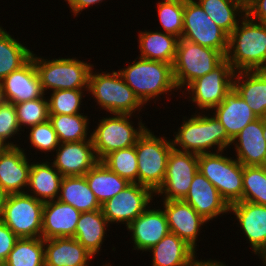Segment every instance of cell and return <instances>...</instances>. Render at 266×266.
Masks as SVG:
<instances>
[{
  "instance_id": "9a60e30c",
  "label": "cell",
  "mask_w": 266,
  "mask_h": 266,
  "mask_svg": "<svg viewBox=\"0 0 266 266\" xmlns=\"http://www.w3.org/2000/svg\"><path fill=\"white\" fill-rule=\"evenodd\" d=\"M45 95L34 61L30 59L20 69L0 82V99L17 104Z\"/></svg>"
},
{
  "instance_id": "30bf717a",
  "label": "cell",
  "mask_w": 266,
  "mask_h": 266,
  "mask_svg": "<svg viewBox=\"0 0 266 266\" xmlns=\"http://www.w3.org/2000/svg\"><path fill=\"white\" fill-rule=\"evenodd\" d=\"M44 202L29 193L7 195L2 207L0 220L18 238H39L42 234Z\"/></svg>"
},
{
  "instance_id": "7402d4cb",
  "label": "cell",
  "mask_w": 266,
  "mask_h": 266,
  "mask_svg": "<svg viewBox=\"0 0 266 266\" xmlns=\"http://www.w3.org/2000/svg\"><path fill=\"white\" fill-rule=\"evenodd\" d=\"M236 159L243 166H266V141L263 135V118L247 124L232 140Z\"/></svg>"
},
{
  "instance_id": "ab89813d",
  "label": "cell",
  "mask_w": 266,
  "mask_h": 266,
  "mask_svg": "<svg viewBox=\"0 0 266 266\" xmlns=\"http://www.w3.org/2000/svg\"><path fill=\"white\" fill-rule=\"evenodd\" d=\"M88 89H64L52 91L48 100L49 115L78 114L82 98Z\"/></svg>"
},
{
  "instance_id": "7c38bea8",
  "label": "cell",
  "mask_w": 266,
  "mask_h": 266,
  "mask_svg": "<svg viewBox=\"0 0 266 266\" xmlns=\"http://www.w3.org/2000/svg\"><path fill=\"white\" fill-rule=\"evenodd\" d=\"M235 71L225 58L208 74L191 82L184 90L199 110L210 111L219 105L233 88Z\"/></svg>"
},
{
  "instance_id": "ba28073f",
  "label": "cell",
  "mask_w": 266,
  "mask_h": 266,
  "mask_svg": "<svg viewBox=\"0 0 266 266\" xmlns=\"http://www.w3.org/2000/svg\"><path fill=\"white\" fill-rule=\"evenodd\" d=\"M225 56L216 49L203 47L179 38L173 67L177 89H184L191 82L216 68Z\"/></svg>"
},
{
  "instance_id": "277c9868",
  "label": "cell",
  "mask_w": 266,
  "mask_h": 266,
  "mask_svg": "<svg viewBox=\"0 0 266 266\" xmlns=\"http://www.w3.org/2000/svg\"><path fill=\"white\" fill-rule=\"evenodd\" d=\"M91 69L88 83V94L110 114H134L142 112L143 103L133 90L125 83L118 71L93 72Z\"/></svg>"
},
{
  "instance_id": "8992f818",
  "label": "cell",
  "mask_w": 266,
  "mask_h": 266,
  "mask_svg": "<svg viewBox=\"0 0 266 266\" xmlns=\"http://www.w3.org/2000/svg\"><path fill=\"white\" fill-rule=\"evenodd\" d=\"M158 137L147 128L135 144L138 160V184L150 188L154 193L161 187L173 148L172 140Z\"/></svg>"
},
{
  "instance_id": "8d00e7d4",
  "label": "cell",
  "mask_w": 266,
  "mask_h": 266,
  "mask_svg": "<svg viewBox=\"0 0 266 266\" xmlns=\"http://www.w3.org/2000/svg\"><path fill=\"white\" fill-rule=\"evenodd\" d=\"M101 161L129 183H138V160L135 146L112 151Z\"/></svg>"
},
{
  "instance_id": "6da1fadb",
  "label": "cell",
  "mask_w": 266,
  "mask_h": 266,
  "mask_svg": "<svg viewBox=\"0 0 266 266\" xmlns=\"http://www.w3.org/2000/svg\"><path fill=\"white\" fill-rule=\"evenodd\" d=\"M225 58L235 72L266 70V24L244 16L229 35Z\"/></svg>"
},
{
  "instance_id": "816d5d0a",
  "label": "cell",
  "mask_w": 266,
  "mask_h": 266,
  "mask_svg": "<svg viewBox=\"0 0 266 266\" xmlns=\"http://www.w3.org/2000/svg\"><path fill=\"white\" fill-rule=\"evenodd\" d=\"M6 148V145L0 140V153Z\"/></svg>"
},
{
  "instance_id": "5bb4252c",
  "label": "cell",
  "mask_w": 266,
  "mask_h": 266,
  "mask_svg": "<svg viewBox=\"0 0 266 266\" xmlns=\"http://www.w3.org/2000/svg\"><path fill=\"white\" fill-rule=\"evenodd\" d=\"M155 193L138 183H130L116 196L101 205L103 215L111 224L121 223L126 227L151 205Z\"/></svg>"
},
{
  "instance_id": "d4e9b609",
  "label": "cell",
  "mask_w": 266,
  "mask_h": 266,
  "mask_svg": "<svg viewBox=\"0 0 266 266\" xmlns=\"http://www.w3.org/2000/svg\"><path fill=\"white\" fill-rule=\"evenodd\" d=\"M213 111V115L224 126L231 140H233L247 124L258 118L246 101L242 99L233 88Z\"/></svg>"
},
{
  "instance_id": "d6986e66",
  "label": "cell",
  "mask_w": 266,
  "mask_h": 266,
  "mask_svg": "<svg viewBox=\"0 0 266 266\" xmlns=\"http://www.w3.org/2000/svg\"><path fill=\"white\" fill-rule=\"evenodd\" d=\"M183 201L187 202L206 221L230 213V206L216 187L198 170Z\"/></svg>"
},
{
  "instance_id": "603a6c76",
  "label": "cell",
  "mask_w": 266,
  "mask_h": 266,
  "mask_svg": "<svg viewBox=\"0 0 266 266\" xmlns=\"http://www.w3.org/2000/svg\"><path fill=\"white\" fill-rule=\"evenodd\" d=\"M81 212L58 199L43 206L42 234L44 240L55 237H74Z\"/></svg>"
},
{
  "instance_id": "5b68a950",
  "label": "cell",
  "mask_w": 266,
  "mask_h": 266,
  "mask_svg": "<svg viewBox=\"0 0 266 266\" xmlns=\"http://www.w3.org/2000/svg\"><path fill=\"white\" fill-rule=\"evenodd\" d=\"M44 93L48 90L88 89L93 64L77 58H53L50 60L32 53Z\"/></svg>"
},
{
  "instance_id": "f5cc1de1",
  "label": "cell",
  "mask_w": 266,
  "mask_h": 266,
  "mask_svg": "<svg viewBox=\"0 0 266 266\" xmlns=\"http://www.w3.org/2000/svg\"><path fill=\"white\" fill-rule=\"evenodd\" d=\"M102 266H111V264L110 263H108V264L105 263V265H102Z\"/></svg>"
},
{
  "instance_id": "f6af8a7d",
  "label": "cell",
  "mask_w": 266,
  "mask_h": 266,
  "mask_svg": "<svg viewBox=\"0 0 266 266\" xmlns=\"http://www.w3.org/2000/svg\"><path fill=\"white\" fill-rule=\"evenodd\" d=\"M246 15L253 21L266 24V0H247Z\"/></svg>"
},
{
  "instance_id": "b9f144b4",
  "label": "cell",
  "mask_w": 266,
  "mask_h": 266,
  "mask_svg": "<svg viewBox=\"0 0 266 266\" xmlns=\"http://www.w3.org/2000/svg\"><path fill=\"white\" fill-rule=\"evenodd\" d=\"M28 136L31 146L41 153L55 152L60 142L49 120L30 127Z\"/></svg>"
},
{
  "instance_id": "52a82bcc",
  "label": "cell",
  "mask_w": 266,
  "mask_h": 266,
  "mask_svg": "<svg viewBox=\"0 0 266 266\" xmlns=\"http://www.w3.org/2000/svg\"><path fill=\"white\" fill-rule=\"evenodd\" d=\"M223 151L198 155V170L216 187L222 198L232 205L242 201L243 165Z\"/></svg>"
},
{
  "instance_id": "e0dca14e",
  "label": "cell",
  "mask_w": 266,
  "mask_h": 266,
  "mask_svg": "<svg viewBox=\"0 0 266 266\" xmlns=\"http://www.w3.org/2000/svg\"><path fill=\"white\" fill-rule=\"evenodd\" d=\"M52 165L62 176H84L99 160L92 139L60 143Z\"/></svg>"
},
{
  "instance_id": "9c48e42d",
  "label": "cell",
  "mask_w": 266,
  "mask_h": 266,
  "mask_svg": "<svg viewBox=\"0 0 266 266\" xmlns=\"http://www.w3.org/2000/svg\"><path fill=\"white\" fill-rule=\"evenodd\" d=\"M98 120L95 130L91 132V139L95 154L99 161L115 150L135 146L137 139L145 132L147 126L138 121V127L133 126L130 114H111Z\"/></svg>"
},
{
  "instance_id": "4fadbf2b",
  "label": "cell",
  "mask_w": 266,
  "mask_h": 266,
  "mask_svg": "<svg viewBox=\"0 0 266 266\" xmlns=\"http://www.w3.org/2000/svg\"><path fill=\"white\" fill-rule=\"evenodd\" d=\"M198 172V155L171 149L164 181L155 192V197L163 196V200H183L190 188L195 174Z\"/></svg>"
},
{
  "instance_id": "8fae6325",
  "label": "cell",
  "mask_w": 266,
  "mask_h": 266,
  "mask_svg": "<svg viewBox=\"0 0 266 266\" xmlns=\"http://www.w3.org/2000/svg\"><path fill=\"white\" fill-rule=\"evenodd\" d=\"M181 38L203 47L216 49L224 56L228 50L229 35L209 18L196 0H184Z\"/></svg>"
},
{
  "instance_id": "f546056e",
  "label": "cell",
  "mask_w": 266,
  "mask_h": 266,
  "mask_svg": "<svg viewBox=\"0 0 266 266\" xmlns=\"http://www.w3.org/2000/svg\"><path fill=\"white\" fill-rule=\"evenodd\" d=\"M108 226L110 224L101 209L83 212L77 222L74 238L93 256L98 255Z\"/></svg>"
},
{
  "instance_id": "cb8c5ba5",
  "label": "cell",
  "mask_w": 266,
  "mask_h": 266,
  "mask_svg": "<svg viewBox=\"0 0 266 266\" xmlns=\"http://www.w3.org/2000/svg\"><path fill=\"white\" fill-rule=\"evenodd\" d=\"M45 266H89L94 256L74 237L44 240Z\"/></svg>"
},
{
  "instance_id": "d6a6232c",
  "label": "cell",
  "mask_w": 266,
  "mask_h": 266,
  "mask_svg": "<svg viewBox=\"0 0 266 266\" xmlns=\"http://www.w3.org/2000/svg\"><path fill=\"white\" fill-rule=\"evenodd\" d=\"M84 176L101 205L130 184L111 171L102 161H98Z\"/></svg>"
},
{
  "instance_id": "f1b7e54d",
  "label": "cell",
  "mask_w": 266,
  "mask_h": 266,
  "mask_svg": "<svg viewBox=\"0 0 266 266\" xmlns=\"http://www.w3.org/2000/svg\"><path fill=\"white\" fill-rule=\"evenodd\" d=\"M140 58L174 63L179 38L161 31H140L138 35Z\"/></svg>"
},
{
  "instance_id": "74e56055",
  "label": "cell",
  "mask_w": 266,
  "mask_h": 266,
  "mask_svg": "<svg viewBox=\"0 0 266 266\" xmlns=\"http://www.w3.org/2000/svg\"><path fill=\"white\" fill-rule=\"evenodd\" d=\"M242 201L266 206V166H243Z\"/></svg>"
},
{
  "instance_id": "7bdbcfd3",
  "label": "cell",
  "mask_w": 266,
  "mask_h": 266,
  "mask_svg": "<svg viewBox=\"0 0 266 266\" xmlns=\"http://www.w3.org/2000/svg\"><path fill=\"white\" fill-rule=\"evenodd\" d=\"M20 131L24 130L19 126L15 105L12 102L0 99V140L6 146H20L8 141V138L11 140V137L15 138L16 134H21Z\"/></svg>"
},
{
  "instance_id": "bcb514c9",
  "label": "cell",
  "mask_w": 266,
  "mask_h": 266,
  "mask_svg": "<svg viewBox=\"0 0 266 266\" xmlns=\"http://www.w3.org/2000/svg\"><path fill=\"white\" fill-rule=\"evenodd\" d=\"M64 1L68 2V6L71 12L73 13L72 15H74L75 17L79 15V13L81 14L83 10H86V8H89L95 4L97 5V3L100 4L103 2V0H64Z\"/></svg>"
},
{
  "instance_id": "3957f363",
  "label": "cell",
  "mask_w": 266,
  "mask_h": 266,
  "mask_svg": "<svg viewBox=\"0 0 266 266\" xmlns=\"http://www.w3.org/2000/svg\"><path fill=\"white\" fill-rule=\"evenodd\" d=\"M118 72L144 105L151 100H158L157 98H161L164 93L170 96L168 92L178 90L172 64L138 56L132 64Z\"/></svg>"
},
{
  "instance_id": "1f68e13d",
  "label": "cell",
  "mask_w": 266,
  "mask_h": 266,
  "mask_svg": "<svg viewBox=\"0 0 266 266\" xmlns=\"http://www.w3.org/2000/svg\"><path fill=\"white\" fill-rule=\"evenodd\" d=\"M196 2L209 18L228 35L238 26L239 21L246 16V2L244 0H198Z\"/></svg>"
},
{
  "instance_id": "ee69618b",
  "label": "cell",
  "mask_w": 266,
  "mask_h": 266,
  "mask_svg": "<svg viewBox=\"0 0 266 266\" xmlns=\"http://www.w3.org/2000/svg\"><path fill=\"white\" fill-rule=\"evenodd\" d=\"M18 239L14 232L0 220V266L7 259Z\"/></svg>"
},
{
  "instance_id": "681fc988",
  "label": "cell",
  "mask_w": 266,
  "mask_h": 266,
  "mask_svg": "<svg viewBox=\"0 0 266 266\" xmlns=\"http://www.w3.org/2000/svg\"><path fill=\"white\" fill-rule=\"evenodd\" d=\"M258 256H260L259 259H262V265L266 266V247L258 254Z\"/></svg>"
},
{
  "instance_id": "484cf974",
  "label": "cell",
  "mask_w": 266,
  "mask_h": 266,
  "mask_svg": "<svg viewBox=\"0 0 266 266\" xmlns=\"http://www.w3.org/2000/svg\"><path fill=\"white\" fill-rule=\"evenodd\" d=\"M233 89L258 118L266 117V70L235 72Z\"/></svg>"
},
{
  "instance_id": "83f0119b",
  "label": "cell",
  "mask_w": 266,
  "mask_h": 266,
  "mask_svg": "<svg viewBox=\"0 0 266 266\" xmlns=\"http://www.w3.org/2000/svg\"><path fill=\"white\" fill-rule=\"evenodd\" d=\"M148 251L152 253V266H187L197 257L193 247L171 232Z\"/></svg>"
},
{
  "instance_id": "836d02e7",
  "label": "cell",
  "mask_w": 266,
  "mask_h": 266,
  "mask_svg": "<svg viewBox=\"0 0 266 266\" xmlns=\"http://www.w3.org/2000/svg\"><path fill=\"white\" fill-rule=\"evenodd\" d=\"M22 44L0 25V82L31 59L33 51Z\"/></svg>"
},
{
  "instance_id": "ffe728a7",
  "label": "cell",
  "mask_w": 266,
  "mask_h": 266,
  "mask_svg": "<svg viewBox=\"0 0 266 266\" xmlns=\"http://www.w3.org/2000/svg\"><path fill=\"white\" fill-rule=\"evenodd\" d=\"M126 228L132 233L133 250L142 252H148L170 232L163 209H151V206Z\"/></svg>"
},
{
  "instance_id": "7a4b0ae2",
  "label": "cell",
  "mask_w": 266,
  "mask_h": 266,
  "mask_svg": "<svg viewBox=\"0 0 266 266\" xmlns=\"http://www.w3.org/2000/svg\"><path fill=\"white\" fill-rule=\"evenodd\" d=\"M205 115L198 112L190 118H183L182 125L176 133L174 132L172 139L174 149L199 155L214 153L209 151L211 148L216 152L226 151L227 147L229 148L232 140L228 137L224 126L214 115L209 113Z\"/></svg>"
},
{
  "instance_id": "e575fe53",
  "label": "cell",
  "mask_w": 266,
  "mask_h": 266,
  "mask_svg": "<svg viewBox=\"0 0 266 266\" xmlns=\"http://www.w3.org/2000/svg\"><path fill=\"white\" fill-rule=\"evenodd\" d=\"M49 121L57 133L60 143L78 142L91 139V133L90 135L88 134L89 118L83 113L73 115H49Z\"/></svg>"
},
{
  "instance_id": "ac0fdd59",
  "label": "cell",
  "mask_w": 266,
  "mask_h": 266,
  "mask_svg": "<svg viewBox=\"0 0 266 266\" xmlns=\"http://www.w3.org/2000/svg\"><path fill=\"white\" fill-rule=\"evenodd\" d=\"M29 161L20 146H6L0 153V186L7 195L26 192L31 169Z\"/></svg>"
},
{
  "instance_id": "7dc6e473",
  "label": "cell",
  "mask_w": 266,
  "mask_h": 266,
  "mask_svg": "<svg viewBox=\"0 0 266 266\" xmlns=\"http://www.w3.org/2000/svg\"><path fill=\"white\" fill-rule=\"evenodd\" d=\"M187 266H226L225 263L221 262L220 260H199L196 257L187 265Z\"/></svg>"
},
{
  "instance_id": "44dd1931",
  "label": "cell",
  "mask_w": 266,
  "mask_h": 266,
  "mask_svg": "<svg viewBox=\"0 0 266 266\" xmlns=\"http://www.w3.org/2000/svg\"><path fill=\"white\" fill-rule=\"evenodd\" d=\"M229 212L237 218L252 253L258 255L266 247V206L239 201L230 205Z\"/></svg>"
},
{
  "instance_id": "f35d334b",
  "label": "cell",
  "mask_w": 266,
  "mask_h": 266,
  "mask_svg": "<svg viewBox=\"0 0 266 266\" xmlns=\"http://www.w3.org/2000/svg\"><path fill=\"white\" fill-rule=\"evenodd\" d=\"M157 4L158 21L163 32L178 38L183 33L184 0H161Z\"/></svg>"
},
{
  "instance_id": "d590c367",
  "label": "cell",
  "mask_w": 266,
  "mask_h": 266,
  "mask_svg": "<svg viewBox=\"0 0 266 266\" xmlns=\"http://www.w3.org/2000/svg\"><path fill=\"white\" fill-rule=\"evenodd\" d=\"M2 266H45L44 239L19 238Z\"/></svg>"
},
{
  "instance_id": "4316f807",
  "label": "cell",
  "mask_w": 266,
  "mask_h": 266,
  "mask_svg": "<svg viewBox=\"0 0 266 266\" xmlns=\"http://www.w3.org/2000/svg\"><path fill=\"white\" fill-rule=\"evenodd\" d=\"M63 176L50 162H31L28 190L35 199L48 202L58 199Z\"/></svg>"
},
{
  "instance_id": "2e32d148",
  "label": "cell",
  "mask_w": 266,
  "mask_h": 266,
  "mask_svg": "<svg viewBox=\"0 0 266 266\" xmlns=\"http://www.w3.org/2000/svg\"><path fill=\"white\" fill-rule=\"evenodd\" d=\"M162 202L169 231L186 241L197 251V238L202 226H205L208 221L183 200H163Z\"/></svg>"
},
{
  "instance_id": "60d3db41",
  "label": "cell",
  "mask_w": 266,
  "mask_h": 266,
  "mask_svg": "<svg viewBox=\"0 0 266 266\" xmlns=\"http://www.w3.org/2000/svg\"><path fill=\"white\" fill-rule=\"evenodd\" d=\"M20 128L28 129L49 120V107L46 96L14 104Z\"/></svg>"
},
{
  "instance_id": "c3c4849f",
  "label": "cell",
  "mask_w": 266,
  "mask_h": 266,
  "mask_svg": "<svg viewBox=\"0 0 266 266\" xmlns=\"http://www.w3.org/2000/svg\"><path fill=\"white\" fill-rule=\"evenodd\" d=\"M6 197H7V194L4 192V190L0 186V215H1L2 207L5 203Z\"/></svg>"
},
{
  "instance_id": "4dcf8cb0",
  "label": "cell",
  "mask_w": 266,
  "mask_h": 266,
  "mask_svg": "<svg viewBox=\"0 0 266 266\" xmlns=\"http://www.w3.org/2000/svg\"><path fill=\"white\" fill-rule=\"evenodd\" d=\"M58 200L73 206L81 213L101 209V204L89 188L85 176H63Z\"/></svg>"
},
{
  "instance_id": "f907efd6",
  "label": "cell",
  "mask_w": 266,
  "mask_h": 266,
  "mask_svg": "<svg viewBox=\"0 0 266 266\" xmlns=\"http://www.w3.org/2000/svg\"><path fill=\"white\" fill-rule=\"evenodd\" d=\"M263 135H264V139L266 141V117L263 118Z\"/></svg>"
}]
</instances>
